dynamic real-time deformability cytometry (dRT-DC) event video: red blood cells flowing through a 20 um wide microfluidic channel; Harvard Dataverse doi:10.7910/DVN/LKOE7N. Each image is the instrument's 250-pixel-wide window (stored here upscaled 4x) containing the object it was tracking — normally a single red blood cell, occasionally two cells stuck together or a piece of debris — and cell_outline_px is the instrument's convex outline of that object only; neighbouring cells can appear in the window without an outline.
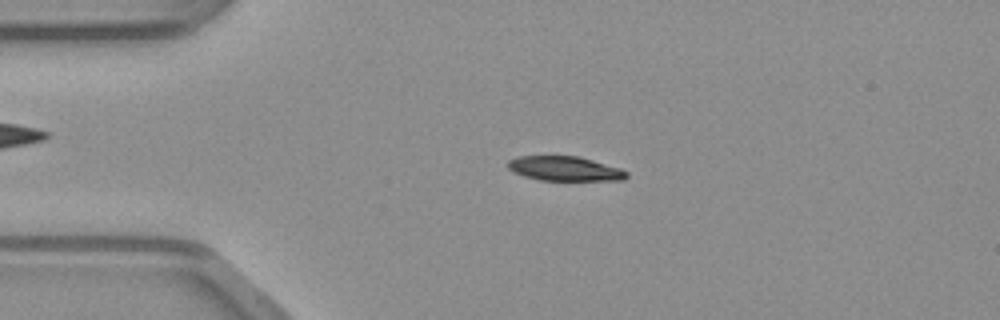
{"species": "common noctule bat (a hibernating species)", "species_latin": "Nyctalus noctula", "temperature_condition": "warm", "stored_images_in_passage": 48, "camera_frame_rate_fps": 3000, "um_per_image_px": 0.085, "animal": {"sex": "male", "body_mass_g": 23.1, "forearm_length_mm": 52.7}, "frame": {"image": 1, "passage_image": 10, "time_ms": 3.0, "image_size_px": [1000, 320], "cell_outline_px": [[628, 176], [624, 180], [540, 180], [524, 176], [508, 168], [508, 160], [520, 156], [580, 156], [620, 168], [628, 172]], "centroid_in_image_um": [48.04, 14.33], "position_along_channel_um": 37.0, "area_um2": 16.88}}
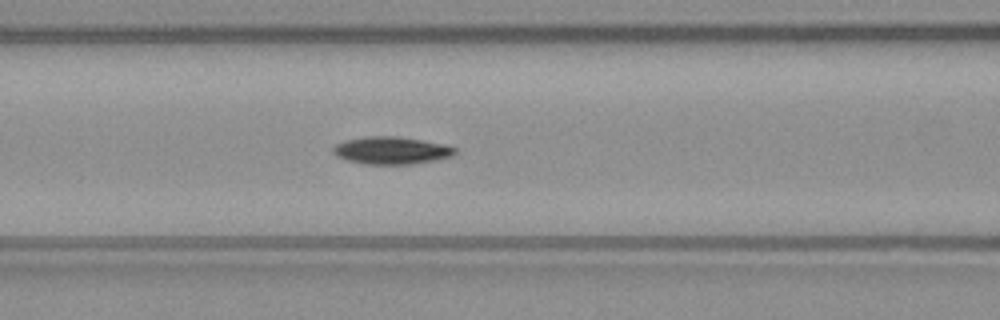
{"frame": {"image": 2, "passage_image": 19, "time_ms": 6.0, "image_size_px": [1000, 320], "cell_outline_px": [[456, 152], [452, 156], [412, 164], [364, 164], [348, 160], [336, 156], [332, 152], [332, 148], [336, 144], [344, 140], [368, 136], [396, 136], [420, 140], [440, 144], [456, 148]], "centroid_in_image_um": [33.2, 12.79], "position_along_channel_um": 133.4, "area_um2": 19.25}}
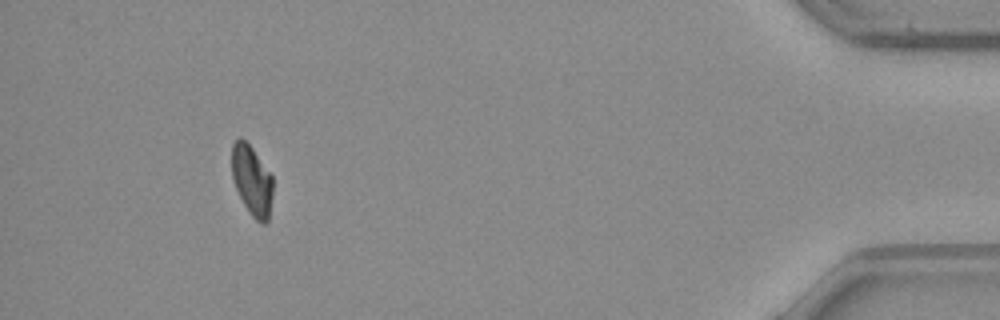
{"frame": {"image": 3, "passage_image": 44, "time_ms": 14.333, "image_size_px": [1000, 320], "cell_outline_px": [[272, 196], [268, 220], [264, 224], [260, 224], [252, 216], [244, 204], [232, 180], [232, 144], [240, 136], [252, 148], [272, 176]], "centroid_in_image_um": [21.4, 15.35], "position_along_channel_um": 413.8, "area_um2": 16.59}}